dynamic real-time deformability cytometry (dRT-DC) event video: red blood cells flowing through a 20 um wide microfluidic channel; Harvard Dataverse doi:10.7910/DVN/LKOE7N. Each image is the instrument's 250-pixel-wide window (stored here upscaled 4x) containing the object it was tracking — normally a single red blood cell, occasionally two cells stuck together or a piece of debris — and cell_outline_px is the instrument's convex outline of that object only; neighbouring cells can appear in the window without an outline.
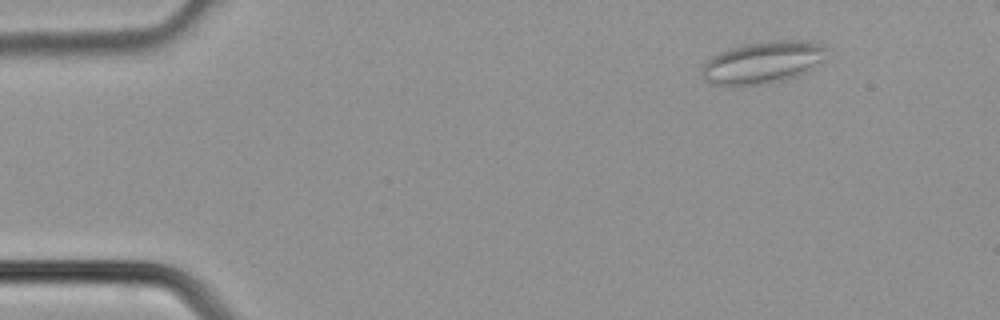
{"species": "common noctule bat (a hibernating species)", "species_latin": "Nyctalus noctula", "temperature_condition": "cold", "stored_images_in_passage": 3, "camera_frame_rate_fps": 3000, "um_per_image_px": 0.085, "animal": {"sex": "male", "body_mass_g": 21.5, "forearm_length_mm": 52.0}, "frame": {"image": 1, "passage_image": 1, "time_ms": 0.0, "image_size_px": [1000, 320], "cell_outline_px": [[828, 48], [820, 60], [812, 68], [796, 76], [784, 80], [764, 84], [736, 88], [728, 88], [708, 84], [700, 76], [700, 68], [712, 56], [720, 52], [740, 44], [772, 40], [804, 40], [820, 44]], "centroid_in_image_um": [64.7, 5.35], "position_along_channel_um": 20.3, "area_um2": 31.39}}